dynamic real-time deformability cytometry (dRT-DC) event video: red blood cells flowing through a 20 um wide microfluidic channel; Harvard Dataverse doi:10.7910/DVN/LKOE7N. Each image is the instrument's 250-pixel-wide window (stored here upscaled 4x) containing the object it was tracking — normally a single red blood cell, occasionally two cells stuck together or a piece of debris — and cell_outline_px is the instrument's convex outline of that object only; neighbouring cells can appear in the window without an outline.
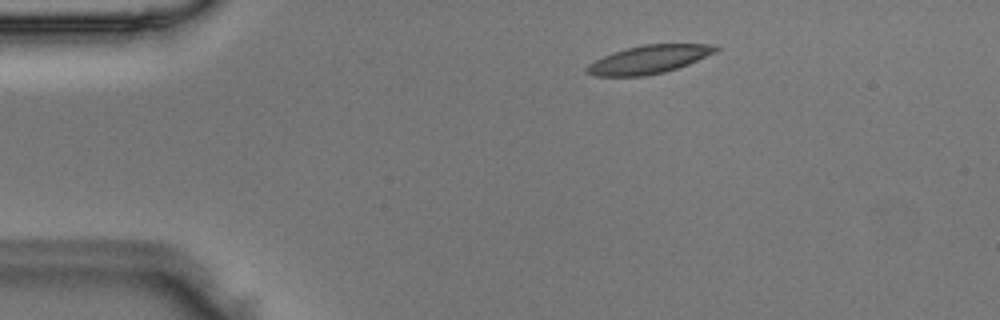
{"species": "Egyptian fruit bat (a non-hibernating species)", "species_latin": "Rousettus aegyptiacus", "temperature_condition": "room temperature", "stored_images_in_passage": 3, "camera_frame_rate_fps": 3000, "um_per_image_px": 0.085, "animal": {"sex": "male"}, "frame": {"image": 1, "passage_image": 2, "time_ms": 0.333, "image_size_px": [1000, 320], "cell_outline_px": [[720, 48], [716, 52], [688, 64], [664, 72], [644, 76], [596, 76], [588, 72], [588, 64], [612, 52], [644, 44], [720, 44]], "centroid_in_image_um": [55.22, 5.04], "position_along_channel_um": 29.8, "area_um2": 20.98}}